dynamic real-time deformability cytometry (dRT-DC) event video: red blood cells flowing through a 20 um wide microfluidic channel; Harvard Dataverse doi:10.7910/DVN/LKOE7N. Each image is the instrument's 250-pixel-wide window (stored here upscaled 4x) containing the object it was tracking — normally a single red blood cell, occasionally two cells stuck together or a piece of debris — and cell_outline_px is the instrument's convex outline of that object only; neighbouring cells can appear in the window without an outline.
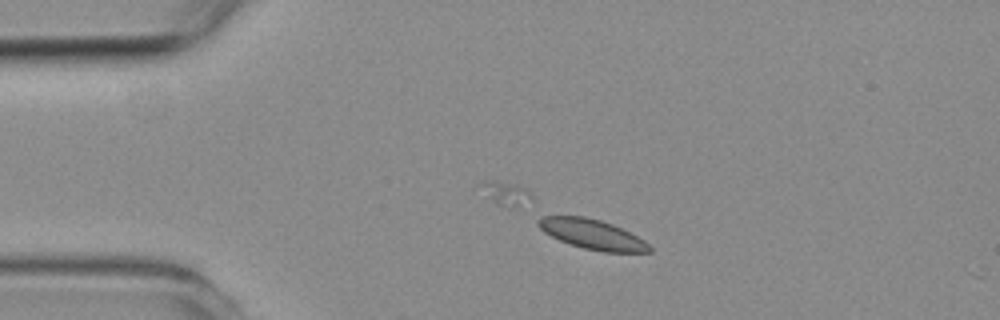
{"species": "common noctule bat (a hibernating species)", "species_latin": "Nyctalus noctula", "temperature_condition": "room temperature", "stored_images_in_passage": 4, "camera_frame_rate_fps": 3000, "um_per_image_px": 0.085, "animal": {"sex": "female", "body_mass_g": 19.3, "forearm_length_mm": 54.1}, "frame": {"image": 1, "passage_image": 3, "time_ms": 2.333, "image_size_px": [1000, 320], "cell_outline_px": [[652, 252], [600, 252], [584, 248], [560, 240], [544, 232], [536, 224], [536, 220], [540, 216], [584, 216], [600, 220], [612, 224], [644, 240], [652, 248]], "centroid_in_image_um": [50.32, 19.91], "position_along_channel_um": 34.7, "area_um2": 19.19}}